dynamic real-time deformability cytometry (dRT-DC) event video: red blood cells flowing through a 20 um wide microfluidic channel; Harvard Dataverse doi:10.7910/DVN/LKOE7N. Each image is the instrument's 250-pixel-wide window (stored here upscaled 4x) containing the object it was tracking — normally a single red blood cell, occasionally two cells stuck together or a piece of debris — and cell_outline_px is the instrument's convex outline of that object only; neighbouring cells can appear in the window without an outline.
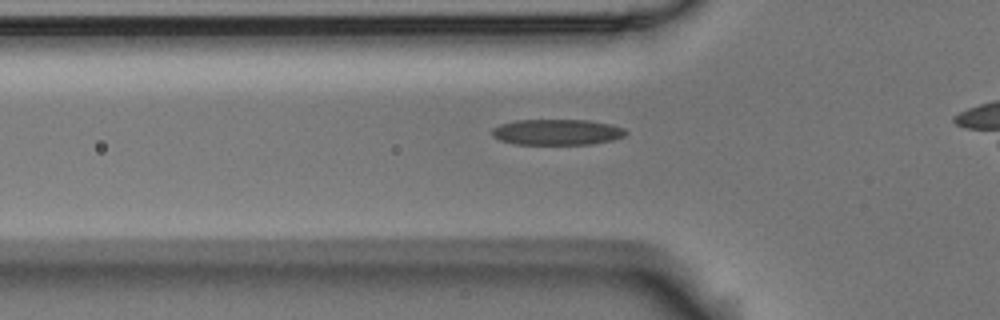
{"species": "Egyptian fruit bat (a non-hibernating species)", "species_latin": "Rousettus aegyptiacus", "temperature_condition": "room temperature", "stored_images_in_passage": 39, "camera_frame_rate_fps": 3000, "um_per_image_px": 0.085, "animal": {"sex": "male"}, "frame": {"image": 1, "passage_image": 12, "time_ms": 3.667, "image_size_px": [1000, 320], "cell_outline_px": [[628, 132], [624, 136], [612, 140], [592, 144], [516, 144], [500, 140], [492, 136], [492, 128], [500, 124], [516, 120], [588, 120], [612, 124], [624, 128]], "centroid_in_image_um": [47.36, 11.22], "position_along_channel_um": 78.4, "area_um2": 20.17}}
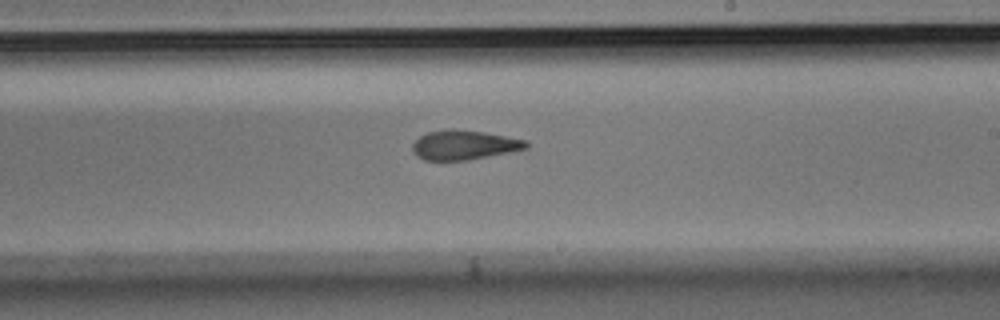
{"frame": {"image": 2, "passage_image": 26, "time_ms": 8.333, "image_size_px": [1000, 320], "cell_outline_px": [[528, 148], [512, 152], [468, 160], [424, 160], [416, 156], [412, 152], [412, 144], [420, 136], [428, 132], [444, 128], [452, 128], [484, 132], [528, 140]], "centroid_in_image_um": [39.45, 12.32], "position_along_channel_um": 249.6, "area_um2": 19.83}}
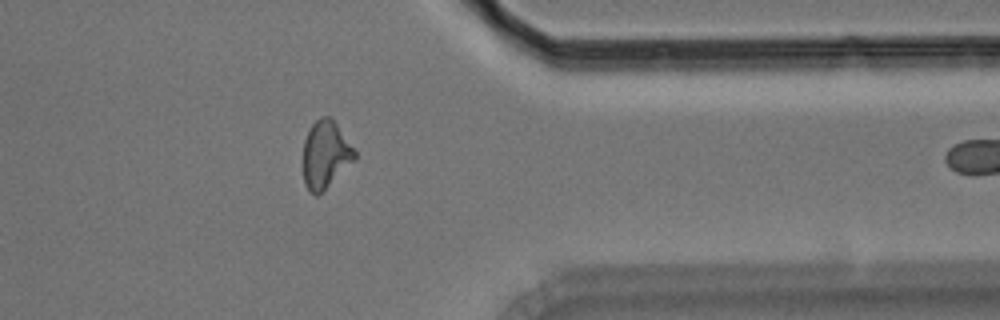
{"frame": {"image": 3, "passage_image": 38, "time_ms": 12.333, "image_size_px": [1000, 320], "cell_outline_px": [[356, 160], [316, 196], [308, 192], [304, 184], [304, 140], [312, 124], [320, 116], [328, 116], [336, 124], [356, 152]], "centroid_in_image_um": [27.66, 13.15], "position_along_channel_um": 383.7, "area_um2": 19.94}}